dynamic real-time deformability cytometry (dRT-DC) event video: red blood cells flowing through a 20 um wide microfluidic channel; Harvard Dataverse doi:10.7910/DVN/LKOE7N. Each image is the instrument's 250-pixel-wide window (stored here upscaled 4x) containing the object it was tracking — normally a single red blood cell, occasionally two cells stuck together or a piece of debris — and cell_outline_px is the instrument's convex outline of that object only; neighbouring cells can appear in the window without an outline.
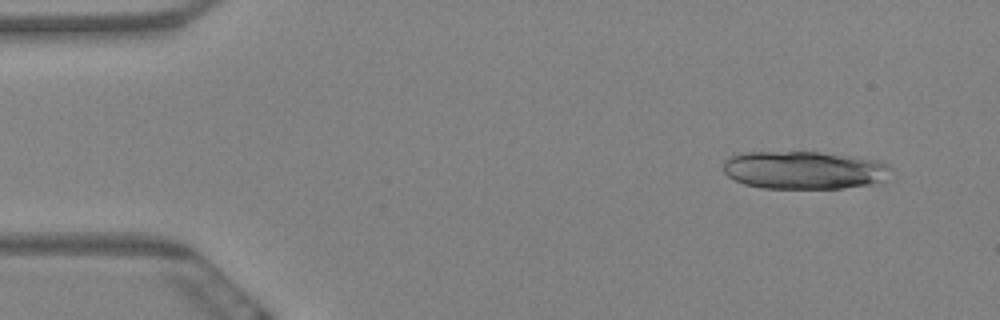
{"species": "Egyptian fruit bat (a non-hibernating species)", "species_latin": "Rousettus aegyptiacus", "temperature_condition": "warm", "stored_images_in_passage": 6, "camera_frame_rate_fps": 3000, "um_per_image_px": 0.085, "animal": {"sex": "female"}, "frame": {"image": 1, "passage_image": 2, "time_ms": 0.333, "image_size_px": [1000, 320], "cell_outline_px": [[892, 168], [884, 180], [872, 184], [844, 188], [764, 188], [744, 184], [728, 176], [724, 172], [724, 160], [728, 156], [744, 152], [820, 152], [876, 160], [888, 164]], "centroid_in_image_um": [68.33, 14.45], "position_along_channel_um": 16.7, "area_um2": 37.05}}